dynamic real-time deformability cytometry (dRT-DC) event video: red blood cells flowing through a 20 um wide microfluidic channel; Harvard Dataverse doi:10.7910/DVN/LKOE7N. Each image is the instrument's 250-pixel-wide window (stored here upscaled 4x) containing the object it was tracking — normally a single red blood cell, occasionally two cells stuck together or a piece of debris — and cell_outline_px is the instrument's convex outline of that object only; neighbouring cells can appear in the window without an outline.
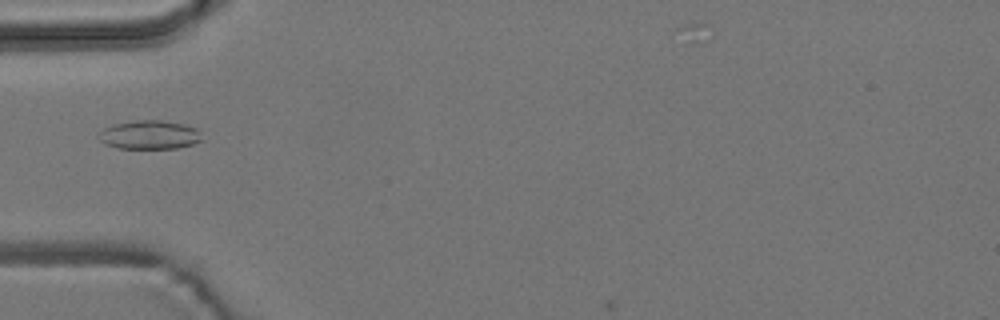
{"species": "common noctule bat (a hibernating species)", "species_latin": "Nyctalus noctula", "temperature_condition": "room temperature", "stored_images_in_passage": 4, "camera_frame_rate_fps": 3000, "um_per_image_px": 0.085, "animal": {"sex": "male", "body_mass_g": 19.2, "forearm_length_mm": 51.8}, "frame": {"image": 1, "passage_image": 3, "time_ms": 2.333, "image_size_px": [1000, 320], "cell_outline_px": [[204, 140], [192, 144], [176, 148], [120, 148], [104, 144], [96, 136], [104, 128], [116, 124], [136, 120], [160, 120], [184, 124], [196, 128], [200, 132]], "centroid_in_image_um": [12.72, 11.46], "position_along_channel_um": 72.3, "area_um2": 17.28}}
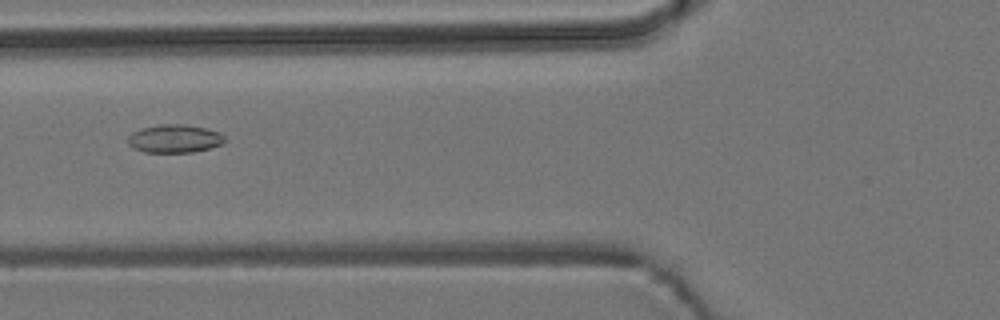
{"frame": {"image": 2, "passage_image": 4, "time_ms": 3.333, "image_size_px": [1000, 320], "cell_outline_px": [[228, 140], [224, 144], [192, 152], [144, 152], [132, 148], [128, 144], [128, 136], [132, 132], [144, 128], [160, 124], [184, 124], [204, 128], [220, 132]], "centroid_in_image_um": [14.86, 11.79], "position_along_channel_um": 110.9, "area_um2": 15.95}}